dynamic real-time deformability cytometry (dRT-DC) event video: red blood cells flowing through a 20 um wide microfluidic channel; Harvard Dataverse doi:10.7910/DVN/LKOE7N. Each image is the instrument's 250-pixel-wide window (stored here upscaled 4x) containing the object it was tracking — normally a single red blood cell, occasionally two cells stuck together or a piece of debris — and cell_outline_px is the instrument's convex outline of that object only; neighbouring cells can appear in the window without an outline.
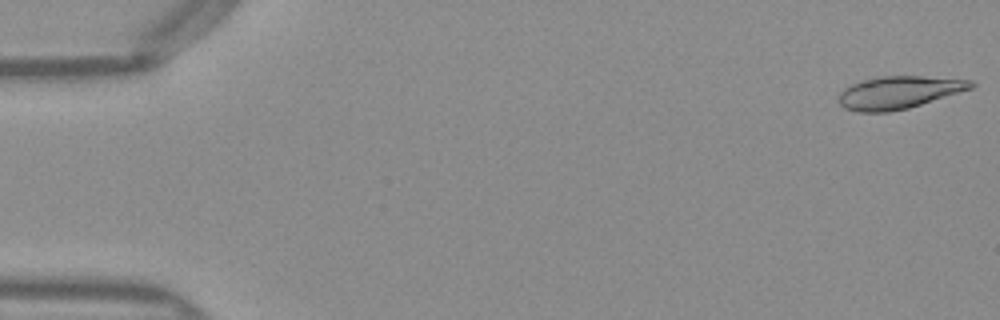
{"species": "Egyptian fruit bat (a non-hibernating species)", "species_latin": "Rousettus aegyptiacus", "temperature_condition": "warm", "stored_images_in_passage": 50, "camera_frame_rate_fps": 3000, "um_per_image_px": 0.085, "frame": {"image": 1, "passage_image": 1, "time_ms": 0.0, "image_size_px": [1000, 320], "cell_outline_px": [[976, 84], [972, 88], [908, 108], [888, 112], [856, 112], [844, 108], [840, 104], [840, 92], [844, 88], [852, 84], [864, 80], [884, 76], [920, 76], [972, 80]], "centroid_in_image_um": [76.39, 7.86], "position_along_channel_um": 8.6, "area_um2": 24.8}}
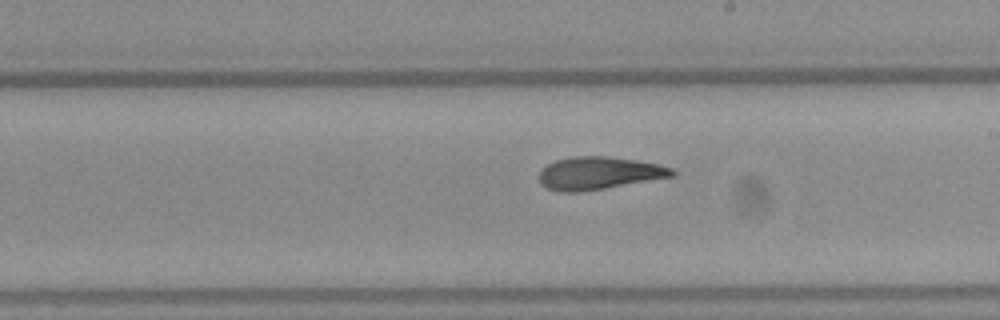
{"frame": {"image": 2, "passage_image": 29, "time_ms": 9.333, "image_size_px": [1000, 320], "cell_outline_px": [[676, 176], [580, 192], [560, 192], [548, 188], [540, 184], [540, 172], [548, 164], [556, 160], [572, 156], [608, 156], [636, 160], [656, 164], [672, 168], [676, 172]], "centroid_in_image_um": [50.92, 14.72], "position_along_channel_um": 238.1, "area_um2": 25.2}}
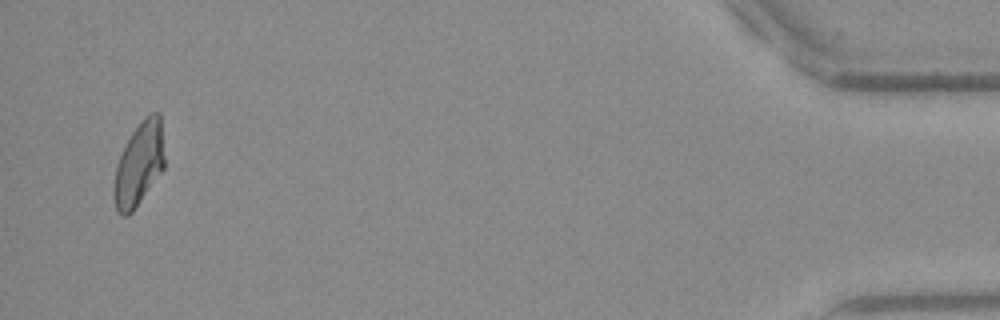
{"frame": {"image": 3, "passage_image": 49, "time_ms": 16.0, "image_size_px": [1000, 320], "cell_outline_px": [[164, 168], [132, 212], [128, 216], [120, 216], [116, 212], [112, 196], [112, 188], [116, 164], [132, 132], [144, 116], [152, 112], [160, 112], [164, 156]], "centroid_in_image_um": [11.78, 13.98], "position_along_channel_um": 423.4, "area_um2": 24.8}, "authors_computed_cell_mechanics": {"area_um2": 25.2586, "velocity_mm_per_s": 4.0101, "shape_relaxation_time_tau1_ms": null, "shape_relaxation_time_tau2_ms": 2.9044, "deformation_change_tau1": null, "deformation_change_tau2": 0.1002}}